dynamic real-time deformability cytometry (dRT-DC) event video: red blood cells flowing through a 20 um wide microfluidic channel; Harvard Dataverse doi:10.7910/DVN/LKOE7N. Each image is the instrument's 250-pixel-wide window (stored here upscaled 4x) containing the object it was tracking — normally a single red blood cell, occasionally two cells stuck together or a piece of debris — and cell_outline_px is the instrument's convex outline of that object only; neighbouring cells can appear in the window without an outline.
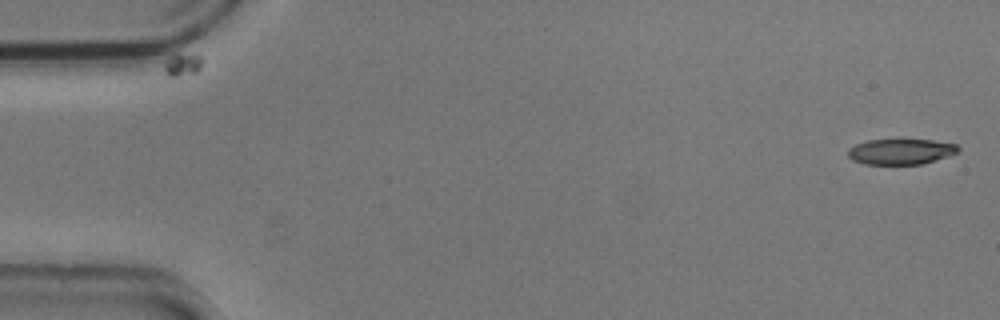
{"species": "common noctule bat (a hibernating species)", "species_latin": "Nyctalus noctula", "temperature_condition": "cold", "stored_images_in_passage": 8, "camera_frame_rate_fps": 3000, "um_per_image_px": 0.085, "animal": {"sex": "male", "body_mass_g": 20.5, "forearm_length_mm": 52.5}, "frame": {"image": 1, "passage_image": 1, "time_ms": 0.0, "image_size_px": [1000, 320], "cell_outline_px": [[960, 148], [956, 152], [948, 156], [920, 164], [864, 164], [852, 160], [848, 156], [848, 148], [856, 144], [868, 140], [900, 136], [932, 140], [956, 144]], "centroid_in_image_um": [76.53, 12.83], "position_along_channel_um": 8.5, "area_um2": 17.17}}
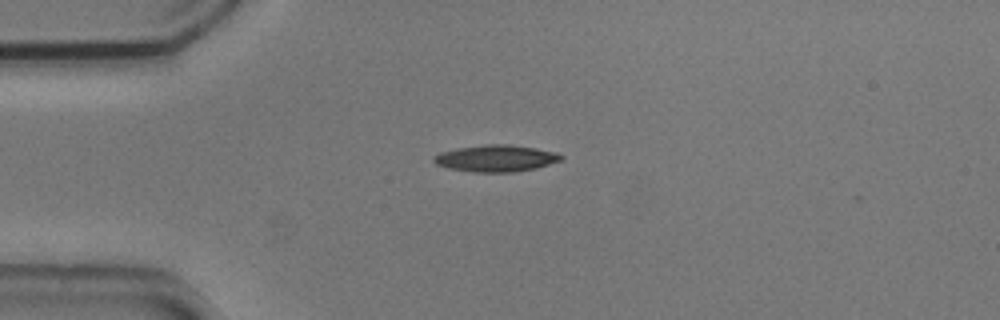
{"frame": {"image": 2, "passage_image": 4, "time_ms": 1.0, "image_size_px": [1000, 320], "cell_outline_px": [[564, 156], [560, 160], [536, 168], [512, 172], [472, 172], [448, 168], [436, 164], [432, 160], [432, 156], [440, 152], [460, 148], [484, 144], [508, 144], [536, 148], [556, 152]], "centroid_in_image_um": [42.13, 13.45], "position_along_channel_um": 42.9, "area_um2": 19.77}}